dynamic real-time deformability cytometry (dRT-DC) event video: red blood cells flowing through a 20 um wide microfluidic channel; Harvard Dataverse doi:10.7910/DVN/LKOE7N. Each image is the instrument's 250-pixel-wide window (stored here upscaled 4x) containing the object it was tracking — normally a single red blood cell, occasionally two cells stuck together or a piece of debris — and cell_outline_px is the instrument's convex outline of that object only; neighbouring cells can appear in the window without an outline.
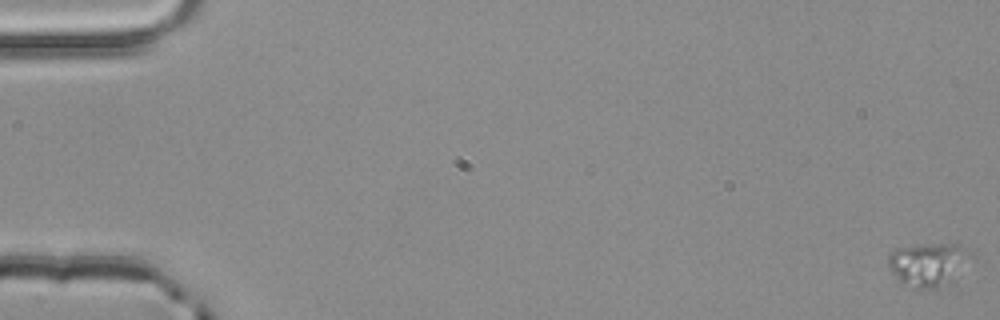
{"species": "common noctule bat (a hibernating species)", "species_latin": "Nyctalus noctula", "temperature_condition": "room temperature", "stored_images_in_passage": 2, "camera_frame_rate_fps": 3000, "um_per_image_px": 0.085, "animal": {"sex": "male", "body_mass_g": 20.4}, "frame": {"image": 1, "passage_image": 2, "time_ms": 0.333, "image_size_px": [1000, 320], "cell_outline_px": [[976, 260], [952, 284], [936, 288], [912, 288], [900, 284], [888, 264], [888, 256], [896, 248], [932, 244], [956, 244], [976, 252]], "centroid_in_image_um": [79.07, 22.5], "position_along_channel_um": 5.9, "area_um2": 22.02}}